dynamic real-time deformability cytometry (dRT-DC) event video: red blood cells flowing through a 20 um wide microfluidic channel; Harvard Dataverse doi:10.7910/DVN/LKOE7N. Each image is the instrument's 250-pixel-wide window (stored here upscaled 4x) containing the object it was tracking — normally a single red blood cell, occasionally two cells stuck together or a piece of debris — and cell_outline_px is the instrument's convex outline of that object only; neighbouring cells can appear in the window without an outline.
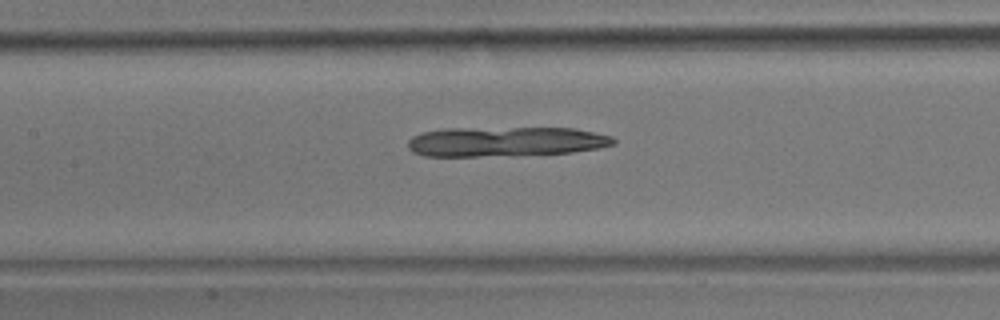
{"species": "common noctule bat (a hibernating species)", "species_latin": "Nyctalus noctula", "temperature_condition": "room temperature", "stored_images_in_passage": 45, "camera_frame_rate_fps": 3000, "um_per_image_px": 0.085, "animal": {"sex": "male", "body_mass_g": 17.9}, "frame": {"image": 1, "passage_image": 15, "time_ms": 4.667, "image_size_px": [1000, 320], "cell_outline_px": [[616, 144], [600, 148], [572, 152], [476, 156], [424, 156], [412, 152], [408, 148], [408, 140], [412, 136], [420, 132], [444, 128], [572, 128], [612, 136], [616, 140]], "centroid_in_image_um": [42.93, 12.03], "position_along_channel_um": 164.5, "area_um2": 35.55}}
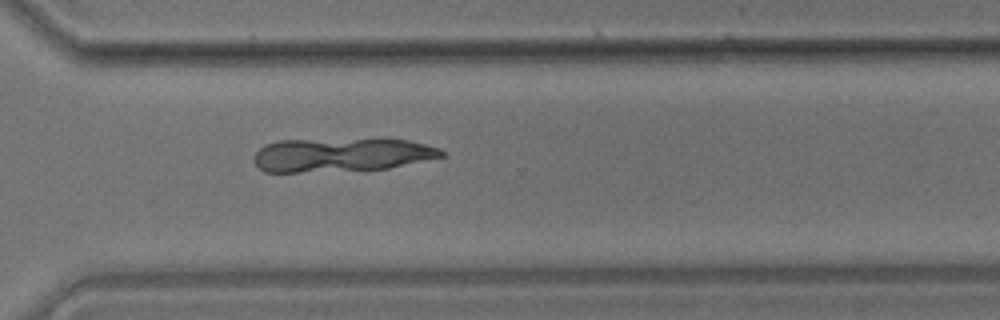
{"frame": {"image": 2, "passage_image": 30, "time_ms": 9.667, "image_size_px": [1000, 320], "cell_outline_px": [[444, 156], [388, 168], [296, 172], [264, 172], [256, 164], [256, 152], [264, 144], [280, 140], [408, 140], [440, 148], [444, 152]], "centroid_in_image_um": [29.0, 13.16], "position_along_channel_um": 341.6, "area_um2": 35.95}}